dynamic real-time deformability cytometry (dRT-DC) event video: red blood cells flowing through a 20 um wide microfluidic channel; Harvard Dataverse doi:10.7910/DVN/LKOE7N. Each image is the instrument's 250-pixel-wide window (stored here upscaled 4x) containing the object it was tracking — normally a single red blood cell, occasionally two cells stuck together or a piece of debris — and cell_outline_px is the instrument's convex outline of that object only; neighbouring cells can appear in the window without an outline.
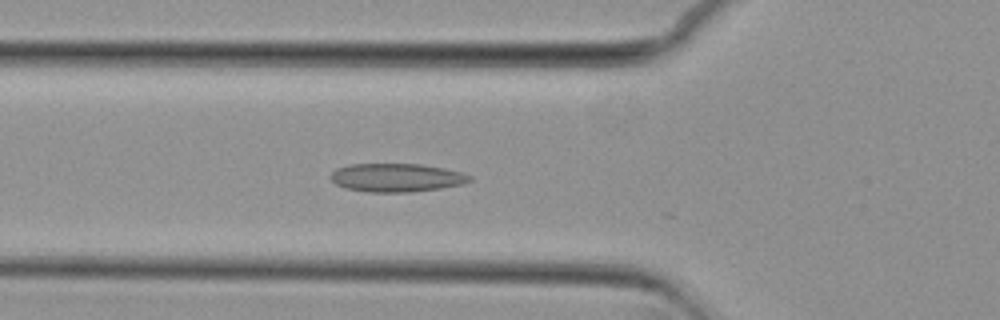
{"species": "common noctule bat (a hibernating species)", "species_latin": "Nyctalus noctula", "temperature_condition": "cold", "stored_images_in_passage": 23, "camera_frame_rate_fps": 3000, "um_per_image_px": 0.085, "animal": {"sex": "female", "body_mass_g": 29.2, "forearm_length_mm": 56.3}, "frame": {"image": 1, "passage_image": 19, "time_ms": 6.0, "image_size_px": [1000, 320], "cell_outline_px": [[472, 180], [464, 184], [440, 188], [408, 192], [368, 192], [344, 188], [336, 184], [328, 176], [336, 168], [348, 164], [420, 164], [444, 168], [464, 172], [472, 176]], "centroid_in_image_um": [33.7, 15.09], "position_along_channel_um": 92.1, "area_um2": 23.24}}
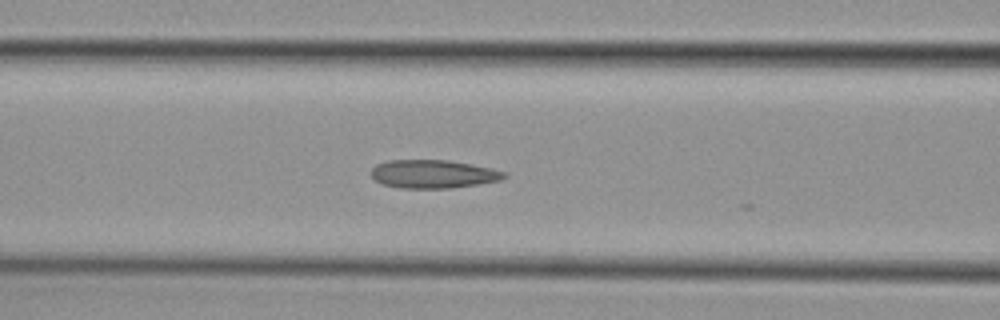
{"frame": {"image": 2, "passage_image": 22, "time_ms": 7.0, "image_size_px": [1000, 320], "cell_outline_px": [[508, 176], [500, 180], [452, 188], [400, 188], [380, 184], [372, 176], [372, 168], [376, 164], [388, 160], [448, 160], [472, 164], [492, 168], [508, 172]], "centroid_in_image_um": [36.84, 14.79], "position_along_channel_um": 129.8, "area_um2": 22.08}}